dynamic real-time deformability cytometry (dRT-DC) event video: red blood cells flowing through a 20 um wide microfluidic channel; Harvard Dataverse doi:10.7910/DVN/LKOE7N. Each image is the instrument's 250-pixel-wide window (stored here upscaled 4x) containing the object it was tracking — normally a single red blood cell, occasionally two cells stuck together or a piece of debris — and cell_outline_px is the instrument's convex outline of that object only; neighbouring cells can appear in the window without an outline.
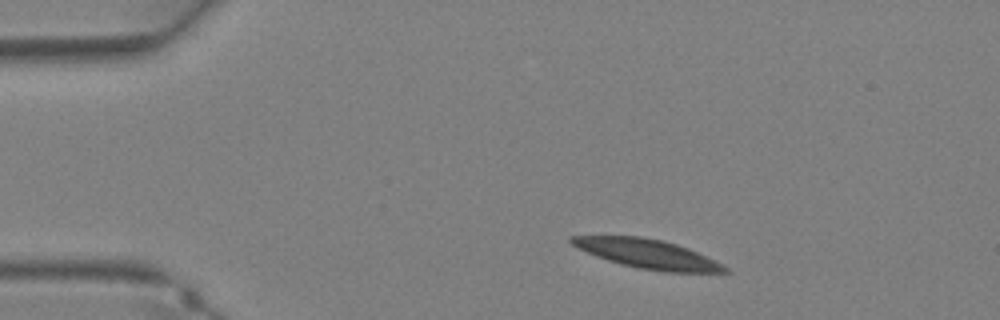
{"species": "Egyptian fruit bat (a non-hibernating species)", "species_latin": "Rousettus aegyptiacus", "temperature_condition": "warm", "stored_images_in_passage": 32, "camera_frame_rate_fps": 3000, "um_per_image_px": 0.085, "animal": {"sex": "female"}, "frame": {"image": 1, "passage_image": 1, "time_ms": 0.0, "image_size_px": [1000, 320], "cell_outline_px": [[732, 272], [664, 272], [636, 268], [620, 264], [596, 256], [572, 244], [568, 240], [568, 236], [640, 236], [660, 240], [676, 244], [688, 248], [728, 268]], "centroid_in_image_um": [55.0, 21.58], "position_along_channel_um": 30.0, "area_um2": 25.61}}
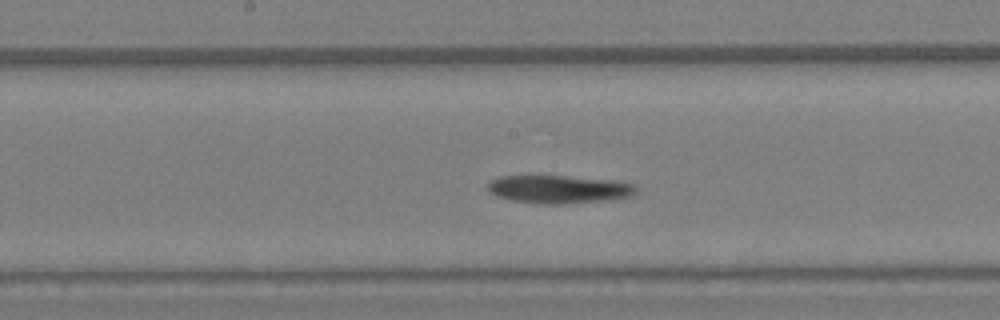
{"frame": {"image": 2, "passage_image": 14, "time_ms": 4.333, "image_size_px": [1000, 320], "cell_outline_px": [[636, 192], [632, 196], [616, 200], [564, 204], [536, 204], [512, 200], [496, 196], [488, 192], [488, 184], [492, 180], [500, 176], [528, 172], [540, 172], [624, 180], [636, 184]], "centroid_in_image_um": [47.54, 16.02], "position_along_channel_um": 200.7, "area_um2": 26.53}}
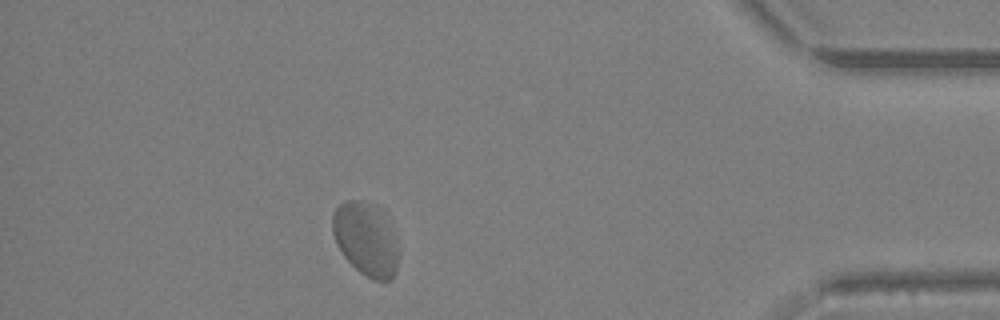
{"frame": {"image": 3, "passage_image": 28, "time_ms": 9.0, "image_size_px": [1000, 320], "cell_outline_px": [[396, 272], [392, 280], [372, 280], [360, 272], [344, 256], [336, 244], [332, 232], [332, 216], [336, 208], [344, 200], [368, 200], [376, 204], [384, 212], [396, 240]], "centroid_in_image_um": [31.08, 20.27], "position_along_channel_um": 404.1, "area_um2": 28.32}}